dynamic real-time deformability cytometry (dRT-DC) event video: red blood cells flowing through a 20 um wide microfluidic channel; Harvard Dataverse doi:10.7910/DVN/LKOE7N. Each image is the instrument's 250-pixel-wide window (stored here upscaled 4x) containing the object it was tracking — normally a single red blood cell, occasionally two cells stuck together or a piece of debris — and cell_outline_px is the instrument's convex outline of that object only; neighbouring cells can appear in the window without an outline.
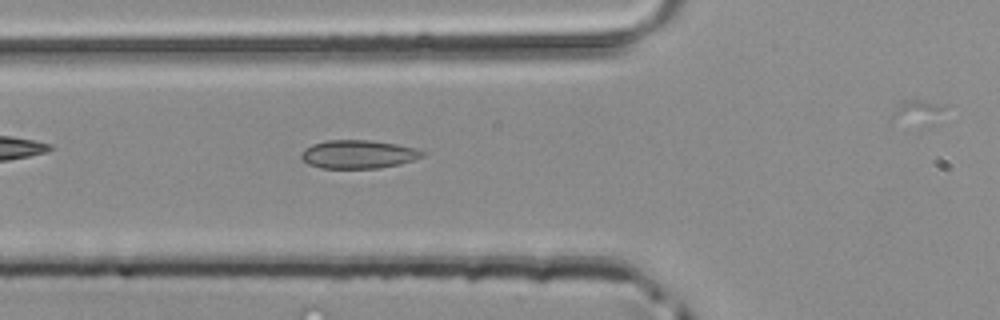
{"species": "common noctule bat (a hibernating species)", "species_latin": "Nyctalus noctula", "temperature_condition": "room temperature", "stored_images_in_passage": 26, "camera_frame_rate_fps": 3000, "um_per_image_px": 0.085, "animal": {"sex": "male", "body_mass_g": 20.4}, "frame": {"image": 1, "passage_image": 4, "time_ms": 1.0, "image_size_px": [1000, 320], "cell_outline_px": [[424, 156], [400, 164], [380, 168], [320, 168], [308, 164], [300, 156], [300, 152], [304, 148], [312, 144], [328, 140], [368, 140], [396, 144], [416, 148], [424, 152]], "centroid_in_image_um": [30.42, 13.11], "position_along_channel_um": 95.4, "area_um2": 20.06}}
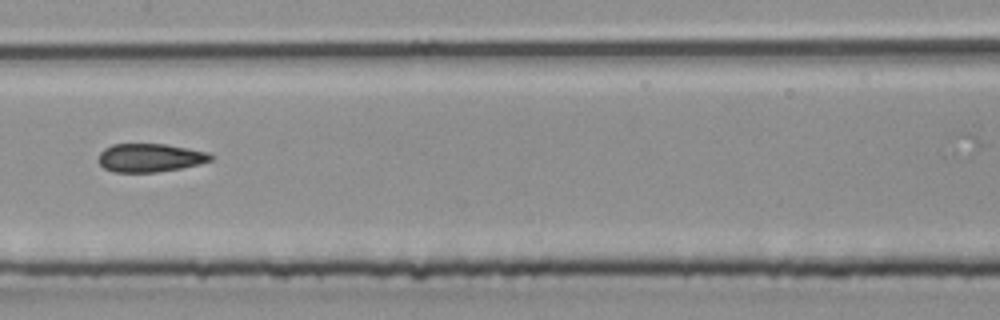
{"frame": {"image": 2, "passage_image": 11, "time_ms": 3.333, "image_size_px": [1000, 320], "cell_outline_px": [[216, 156], [212, 160], [200, 164], [180, 168], [156, 172], [112, 172], [104, 168], [100, 164], [100, 152], [104, 148], [112, 144], [164, 144], [188, 148], [208, 152]], "centroid_in_image_um": [12.78, 13.41], "position_along_channel_um": 194.6, "area_um2": 18.61}}
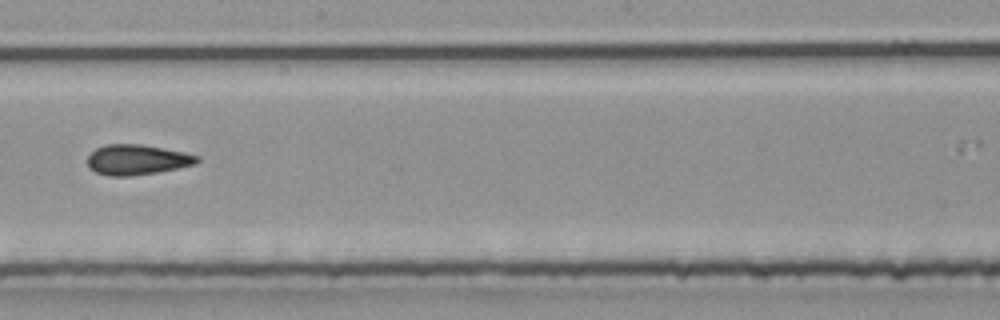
{"frame": {"image": 3, "passage_image": 14, "time_ms": 4.333, "image_size_px": [1000, 320], "cell_outline_px": [[200, 160], [196, 164], [156, 172], [132, 176], [108, 176], [96, 172], [88, 164], [88, 156], [96, 148], [104, 144], [140, 144], [184, 152], [200, 156]], "centroid_in_image_um": [11.66, 13.57], "position_along_channel_um": 236.5, "area_um2": 19.19}}